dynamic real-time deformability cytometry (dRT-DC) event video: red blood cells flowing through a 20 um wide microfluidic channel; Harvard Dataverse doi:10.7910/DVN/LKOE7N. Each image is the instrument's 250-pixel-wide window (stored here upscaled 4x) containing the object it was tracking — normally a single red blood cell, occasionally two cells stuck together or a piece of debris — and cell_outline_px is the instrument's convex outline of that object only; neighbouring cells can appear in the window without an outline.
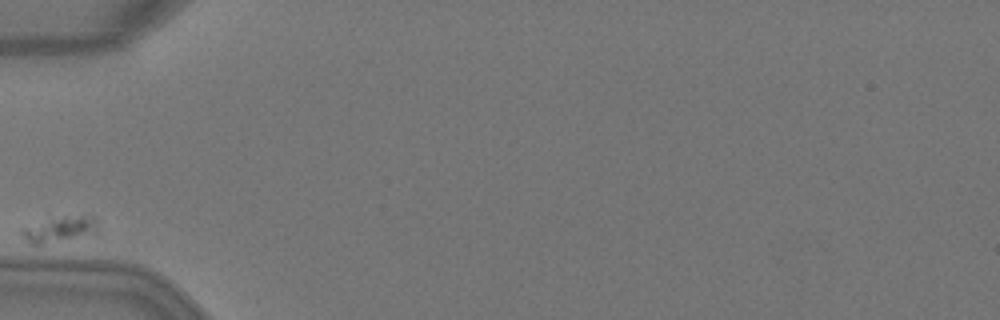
{"species": "Egyptian fruit bat (a non-hibernating species)", "species_latin": "Rousettus aegyptiacus", "temperature_condition": "warm", "stored_images_in_passage": 8, "camera_frame_rate_fps": 3000, "um_per_image_px": 0.085, "animal": {"sex": "female"}, "frame": {"image": 1, "passage_image": 1, "time_ms": 0.0, "image_size_px": [1000, 320], "cell_outline_px": [[100, 232], [40, 244], [32, 244], [20, 232], [20, 228], [64, 216], [96, 216], [100, 220]], "centroid_in_image_um": [5.2, 19.46], "position_along_channel_um": 79.8, "area_um2": 11.1}}